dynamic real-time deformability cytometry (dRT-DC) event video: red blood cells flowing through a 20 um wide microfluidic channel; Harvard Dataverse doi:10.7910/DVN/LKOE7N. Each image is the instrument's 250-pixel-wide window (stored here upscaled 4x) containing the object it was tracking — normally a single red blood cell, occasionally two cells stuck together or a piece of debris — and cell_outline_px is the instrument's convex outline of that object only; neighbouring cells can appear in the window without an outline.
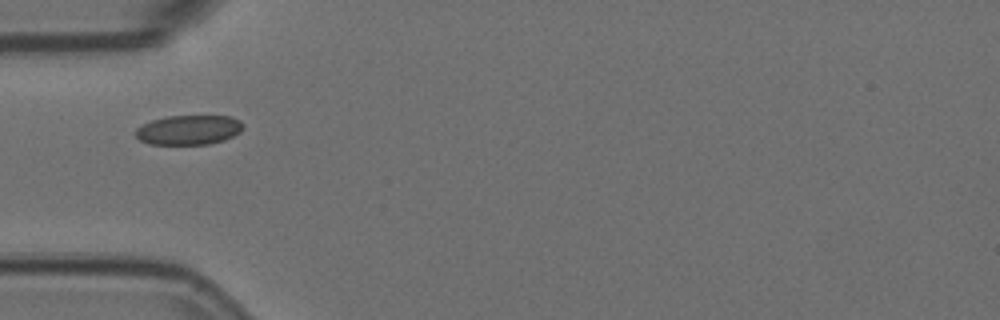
{"species": "Egyptian fruit bat (a non-hibernating species)", "species_latin": "Rousettus aegyptiacus", "temperature_condition": "room temperature", "stored_images_in_passage": 12, "camera_frame_rate_fps": 3000, "um_per_image_px": 0.085, "animal": {"sex": "female"}, "frame": {"image": 1, "passage_image": 3, "time_ms": 0.667, "image_size_px": [1000, 320], "cell_outline_px": [[244, 128], [240, 132], [224, 140], [208, 144], [148, 144], [140, 140], [136, 136], [136, 128], [152, 120], [168, 116], [232, 116], [240, 120], [244, 124]], "centroid_in_image_um": [16.07, 11.04], "position_along_channel_um": 68.9, "area_um2": 18.55}}
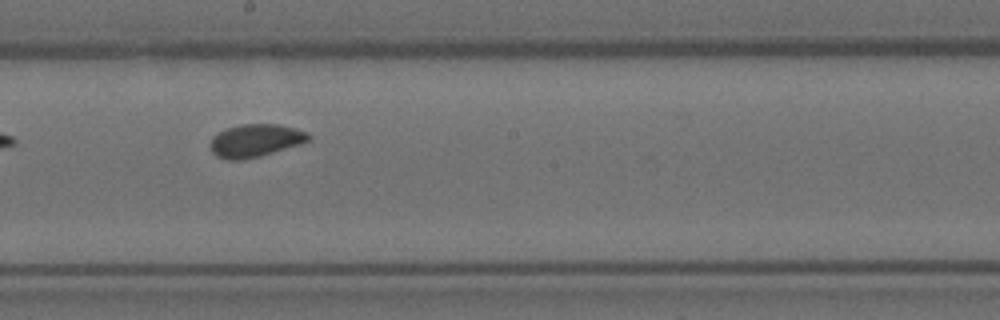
{"frame": {"image": 2, "passage_image": 7, "time_ms": 2.0, "image_size_px": [1000, 320], "cell_outline_px": [[312, 136], [308, 140], [300, 144], [260, 156], [240, 160], [228, 160], [216, 156], [212, 152], [212, 140], [220, 132], [228, 128], [240, 124], [280, 124], [296, 128], [308, 132]], "centroid_in_image_um": [21.76, 11.94], "position_along_channel_um": 226.4, "area_um2": 18.55}}
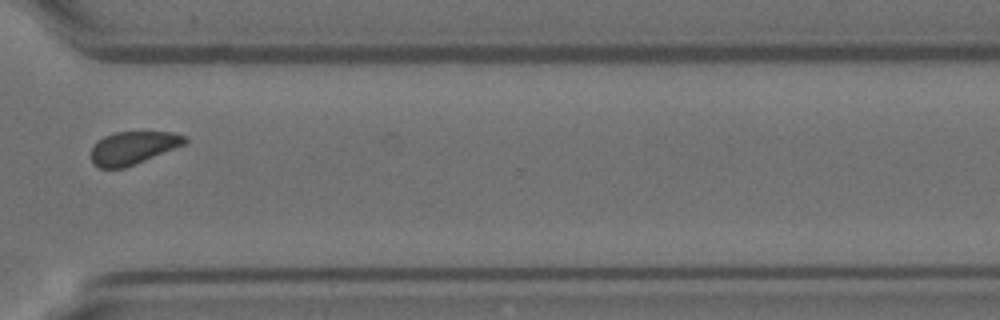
{"frame": {"image": 3, "passage_image": 10, "time_ms": 3.0, "image_size_px": [1000, 320], "cell_outline_px": [[188, 140], [184, 144], [124, 168], [100, 168], [92, 164], [92, 148], [104, 136], [112, 132], [172, 132], [188, 136]], "centroid_in_image_um": [11.31, 12.55], "position_along_channel_um": 359.3, "area_um2": 17.69}}